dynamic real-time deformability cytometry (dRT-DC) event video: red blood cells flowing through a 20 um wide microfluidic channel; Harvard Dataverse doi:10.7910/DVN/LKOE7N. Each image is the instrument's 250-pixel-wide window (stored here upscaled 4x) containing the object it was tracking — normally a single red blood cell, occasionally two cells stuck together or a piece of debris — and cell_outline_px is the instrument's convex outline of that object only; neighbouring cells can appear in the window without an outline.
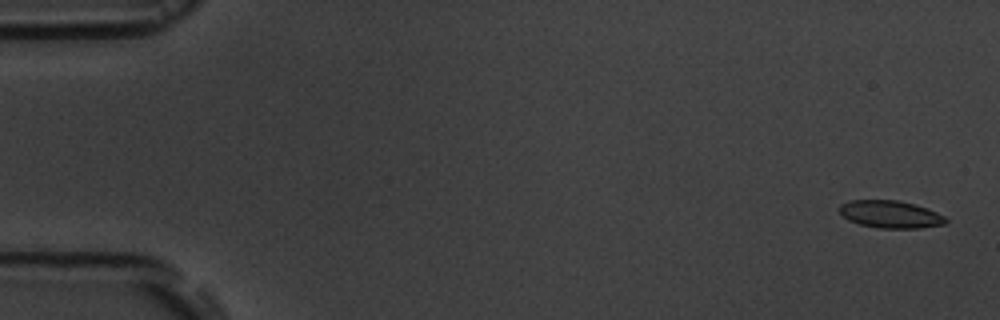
{"species": "common noctule bat (a hibernating species)", "species_latin": "Nyctalus noctula", "temperature_condition": "room temperature", "stored_images_in_passage": 4, "camera_frame_rate_fps": 3000, "um_per_image_px": 0.085, "animal": {"sex": "male", "body_mass_g": 19.5, "forearm_length_mm": 54.6}, "frame": {"image": 1, "passage_image": 1, "time_ms": 0.0, "image_size_px": [1000, 320], "cell_outline_px": [[948, 224], [920, 228], [880, 228], [860, 224], [848, 220], [840, 212], [840, 204], [852, 200], [900, 200], [916, 204], [928, 208], [944, 216], [948, 220]], "centroid_in_image_um": [75.74, 18.21], "position_along_channel_um": 9.3, "area_um2": 17.11}}